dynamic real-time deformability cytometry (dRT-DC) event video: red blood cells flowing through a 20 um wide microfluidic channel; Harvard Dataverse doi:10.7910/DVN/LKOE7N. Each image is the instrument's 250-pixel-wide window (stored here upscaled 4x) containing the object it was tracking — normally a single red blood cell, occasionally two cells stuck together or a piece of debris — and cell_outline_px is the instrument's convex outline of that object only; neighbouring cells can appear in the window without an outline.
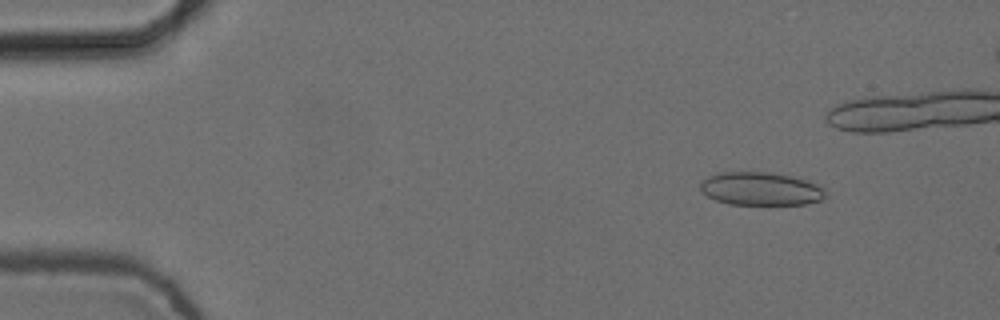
{"species": "common noctule bat (a hibernating species)", "species_latin": "Nyctalus noctula", "temperature_condition": "cold", "stored_images_in_passage": 8, "camera_frame_rate_fps": 3000, "um_per_image_px": 0.085, "animal": {"sex": "female", "body_mass_g": 24.6, "forearm_length_mm": 56.2}, "frame": {"image": 1, "passage_image": 2, "time_ms": 0.333, "image_size_px": [1000, 320], "cell_outline_px": [[828, 192], [820, 200], [804, 204], [728, 204], [716, 200], [708, 196], [700, 188], [700, 184], [708, 176], [720, 172], [768, 172], [792, 176], [808, 180], [820, 184]], "centroid_in_image_um": [64.7, 16.04], "position_along_channel_um": 20.3, "area_um2": 24.22}}
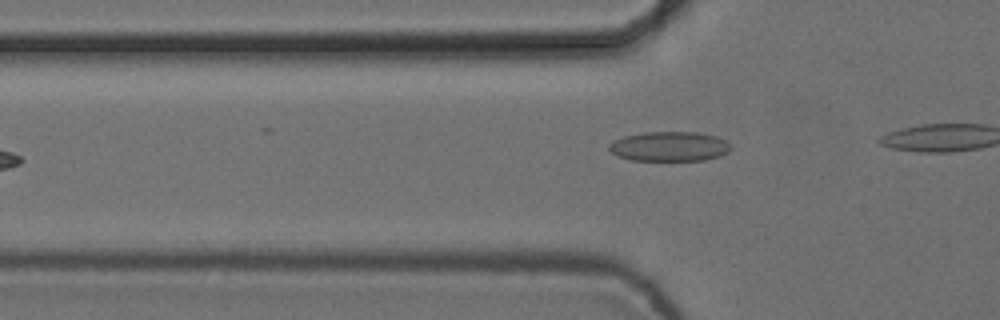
{"frame": {"image": 2, "passage_image": 6, "time_ms": 1.667, "image_size_px": [1000, 320], "cell_outline_px": [[732, 148], [728, 152], [720, 156], [704, 160], [632, 160], [620, 156], [612, 152], [608, 148], [608, 144], [612, 140], [624, 136], [644, 132], [696, 132], [716, 136], [724, 140]], "centroid_in_image_um": [56.89, 12.44], "position_along_channel_um": 68.9, "area_um2": 20.98}}